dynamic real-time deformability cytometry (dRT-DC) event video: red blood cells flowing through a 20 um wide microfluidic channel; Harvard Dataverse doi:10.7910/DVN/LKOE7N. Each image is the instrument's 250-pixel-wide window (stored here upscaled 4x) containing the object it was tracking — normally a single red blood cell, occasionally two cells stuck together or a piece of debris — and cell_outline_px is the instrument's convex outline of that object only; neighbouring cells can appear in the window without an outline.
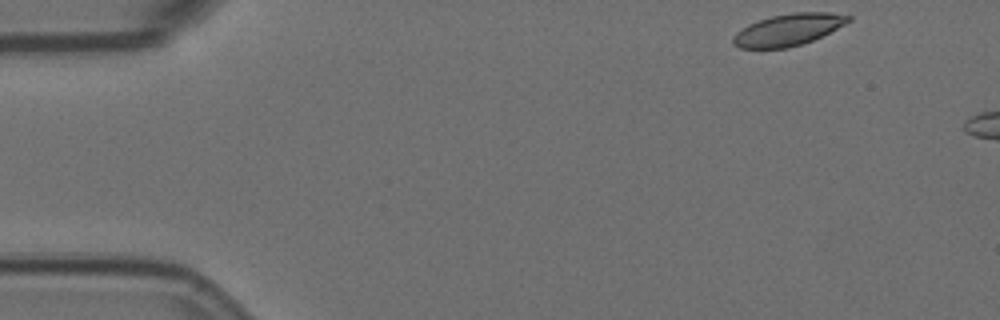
{"species": "Egyptian fruit bat (a non-hibernating species)", "species_latin": "Rousettus aegyptiacus", "temperature_condition": "room temperature", "stored_images_in_passage": 3, "camera_frame_rate_fps": 3000, "um_per_image_px": 0.085, "animal": {"sex": "female"}, "frame": {"image": 1, "passage_image": 1, "time_ms": 0.0, "image_size_px": [1000, 320], "cell_outline_px": [[852, 20], [812, 40], [788, 48], [740, 48], [732, 44], [732, 36], [736, 32], [748, 24], [772, 16], [792, 12], [828, 12], [852, 16]], "centroid_in_image_um": [66.96, 2.52], "position_along_channel_um": 18.0, "area_um2": 21.15}}